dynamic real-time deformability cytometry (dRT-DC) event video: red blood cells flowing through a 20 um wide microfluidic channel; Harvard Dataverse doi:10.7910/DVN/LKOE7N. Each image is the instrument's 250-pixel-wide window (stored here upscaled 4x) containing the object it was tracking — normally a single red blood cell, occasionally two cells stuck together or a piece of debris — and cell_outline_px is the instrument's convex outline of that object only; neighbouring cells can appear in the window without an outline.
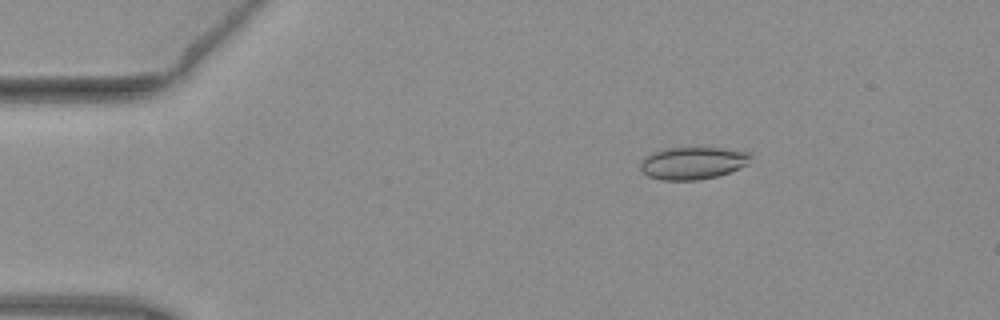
{"species": "common noctule bat (a hibernating species)", "species_latin": "Nyctalus noctula", "temperature_condition": "warm", "stored_images_in_passage": 52, "camera_frame_rate_fps": 3000, "um_per_image_px": 0.085, "animal": {"sex": "female", "body_mass_g": 19.3, "forearm_length_mm": 54.1}, "frame": {"image": 1, "passage_image": 9, "time_ms": 2.667, "image_size_px": [1000, 320], "cell_outline_px": [[752, 156], [748, 164], [740, 168], [716, 176], [696, 180], [660, 180], [648, 176], [640, 168], [640, 160], [652, 152], [668, 148], [720, 148], [748, 152]], "centroid_in_image_um": [58.87, 13.86], "position_along_channel_um": 26.1, "area_um2": 20.69}}
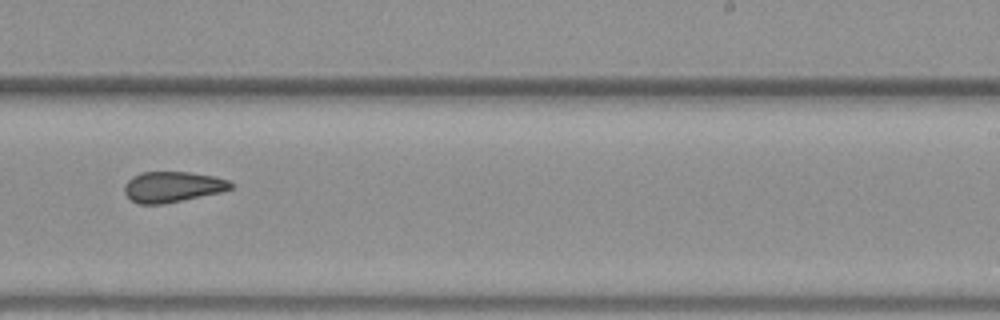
{"frame": {"image": 2, "passage_image": 33, "time_ms": 10.667, "image_size_px": [1000, 320], "cell_outline_px": [[236, 184], [232, 188], [220, 192], [164, 204], [140, 204], [132, 200], [124, 192], [124, 184], [132, 176], [140, 172], [188, 172], [212, 176], [228, 180]], "centroid_in_image_um": [14.66, 15.88], "position_along_channel_um": 274.3, "area_um2": 18.96}}
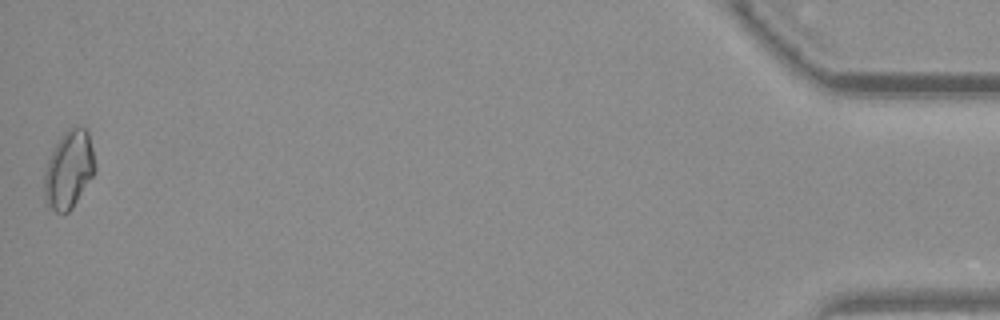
{"frame": {"image": 3, "passage_image": 52, "time_ms": 17.0, "image_size_px": [1000, 320], "cell_outline_px": [[96, 172], [72, 208], [68, 212], [56, 212], [48, 208], [44, 204], [44, 172], [48, 160], [56, 144], [64, 132], [68, 128], [84, 128], [88, 132], [92, 148], [96, 168]], "centroid_in_image_um": [5.84, 14.47], "position_along_channel_um": 429.4, "area_um2": 23.0}, "authors_computed_cell_mechanics": {"area_um2": 20.2589, "velocity_mm_per_s": 3.9904, "shape_relaxation_time_tau1_ms": 8.3011, "shape_relaxation_time_tau2_ms": 2.4682, "deformation_change_tau1": 0.1433, "deformation_change_tau2": 0.0892}}